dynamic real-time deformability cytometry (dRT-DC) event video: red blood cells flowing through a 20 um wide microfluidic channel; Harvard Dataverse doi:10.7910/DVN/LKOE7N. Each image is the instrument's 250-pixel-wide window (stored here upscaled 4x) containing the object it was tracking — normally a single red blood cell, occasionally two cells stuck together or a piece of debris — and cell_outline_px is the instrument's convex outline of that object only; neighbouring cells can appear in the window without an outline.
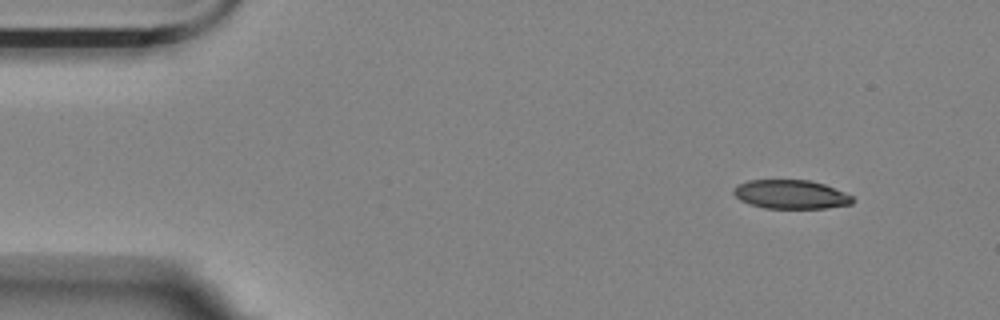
{"species": "Egyptian fruit bat (a non-hibernating species)", "species_latin": "Rousettus aegyptiacus", "temperature_condition": "room temperature", "stored_images_in_passage": 4, "camera_frame_rate_fps": 3000, "um_per_image_px": 0.085, "animal": {"sex": "female"}, "frame": {"image": 1, "passage_image": 1, "time_ms": 0.0, "image_size_px": [1000, 320], "cell_outline_px": [[852, 204], [824, 208], [764, 208], [748, 204], [740, 200], [732, 192], [732, 188], [736, 184], [748, 180], [812, 180], [824, 184], [844, 192], [852, 196]], "centroid_in_image_um": [67.16, 16.51], "position_along_channel_um": 17.8, "area_um2": 20.11}}
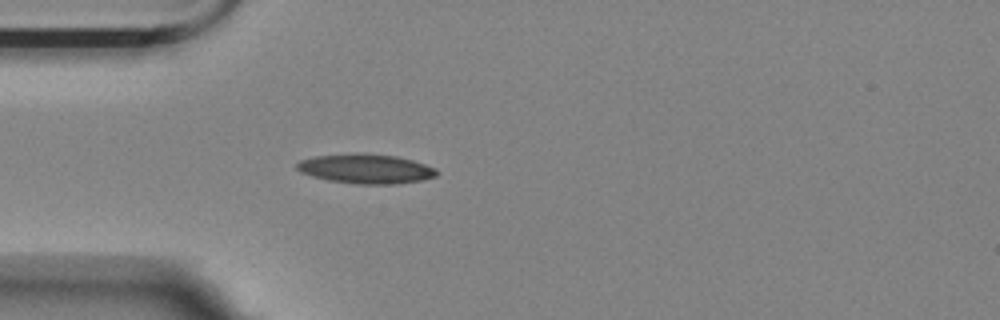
{"frame": {"image": 2, "passage_image": 4, "time_ms": 1.0, "image_size_px": [1000, 320], "cell_outline_px": [[436, 176], [424, 180], [396, 184], [360, 184], [328, 180], [312, 176], [300, 172], [296, 168], [296, 164], [300, 160], [316, 156], [396, 156], [412, 160], [436, 168]], "centroid_in_image_um": [31.13, 14.4], "position_along_channel_um": 53.9, "area_um2": 22.95}}